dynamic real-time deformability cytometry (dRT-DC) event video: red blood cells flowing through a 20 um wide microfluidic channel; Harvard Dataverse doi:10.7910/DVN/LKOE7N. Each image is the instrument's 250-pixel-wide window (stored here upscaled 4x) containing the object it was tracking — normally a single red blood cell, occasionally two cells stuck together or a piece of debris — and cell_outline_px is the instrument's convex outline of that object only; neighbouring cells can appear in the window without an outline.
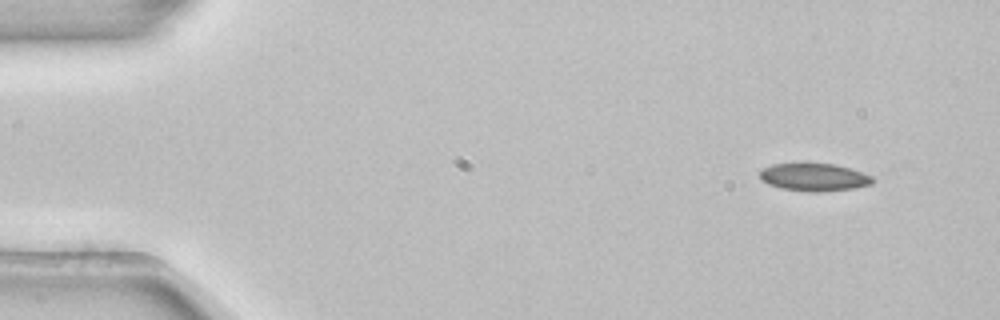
{"species": "common noctule bat (a hibernating species)", "species_latin": "Nyctalus noctula", "temperature_condition": "room temperature", "stored_images_in_passage": 4, "segment_of_instrument_passage": [1, 2], "camera_frame_rate_fps": 3000, "um_per_image_px": 0.085, "animal": {"sex": "female", "body_mass_g": 22.7, "forearm_length_mm": 54.2}, "frame": {"image": 1, "passage_image": 1, "time_ms": 0.0, "image_size_px": [1000, 320], "cell_outline_px": [[876, 180], [872, 184], [852, 188], [824, 192], [808, 192], [780, 188], [768, 184], [760, 180], [760, 172], [764, 168], [772, 164], [832, 164], [864, 172], [872, 176]], "centroid_in_image_um": [69.21, 15.08], "position_along_channel_um": 15.8, "area_um2": 18.21}}